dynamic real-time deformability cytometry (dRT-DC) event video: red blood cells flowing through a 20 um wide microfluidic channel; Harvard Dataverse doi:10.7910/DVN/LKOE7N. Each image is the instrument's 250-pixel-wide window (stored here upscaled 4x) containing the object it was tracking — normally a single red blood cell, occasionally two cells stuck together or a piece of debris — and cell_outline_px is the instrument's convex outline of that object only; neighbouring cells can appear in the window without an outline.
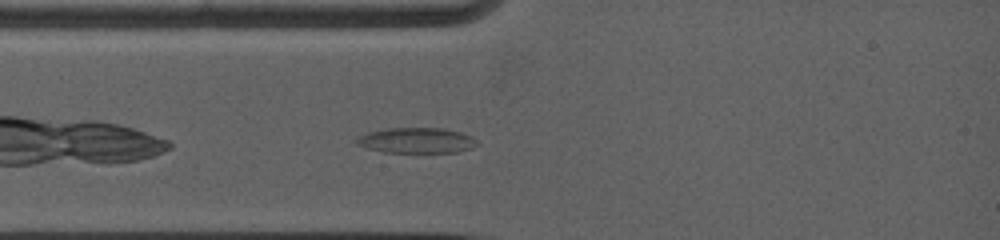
{"species": "common noctule bat (a hibernating species)", "species_latin": "Nyctalus noctula", "temperature_condition": "warm", "stored_images_in_passage": 52, "camera_frame_rate_fps": 5000, "um_per_image_px": 0.085, "animal": {"sex": "female", "body_mass_g": 19.0, "forearm_length_mm": 53.3}, "frame": {"image": 1, "passage_image": 6, "time_ms": 1.0, "image_size_px": [1000, 240], "cell_outline_px": [[480, 144], [472, 148], [456, 152], [384, 152], [368, 148], [356, 144], [356, 140], [360, 136], [368, 132], [388, 128], [444, 128], [460, 132], [472, 136]], "centroid_in_image_um": [35.45, 11.93], "position_along_channel_um": 49.6, "area_um2": 17.8}}
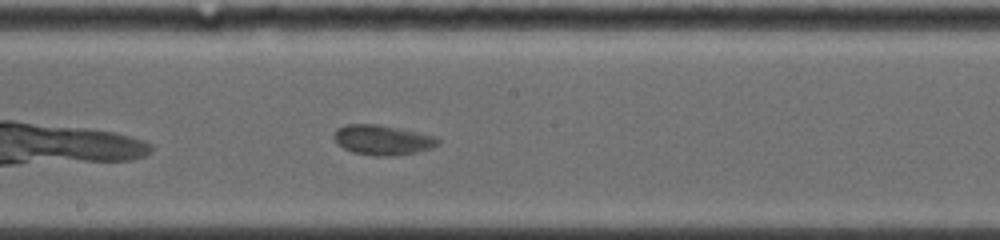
{"frame": {"image": 2, "passage_image": 27, "time_ms": 5.4, "image_size_px": [1000, 240], "cell_outline_px": [[440, 144], [432, 148], [416, 152], [392, 156], [372, 156], [352, 152], [336, 144], [332, 136], [332, 132], [336, 128], [348, 124], [376, 124], [436, 136], [440, 140]], "centroid_in_image_um": [32.47, 11.9], "position_along_channel_um": 215.7, "area_um2": 18.32}}
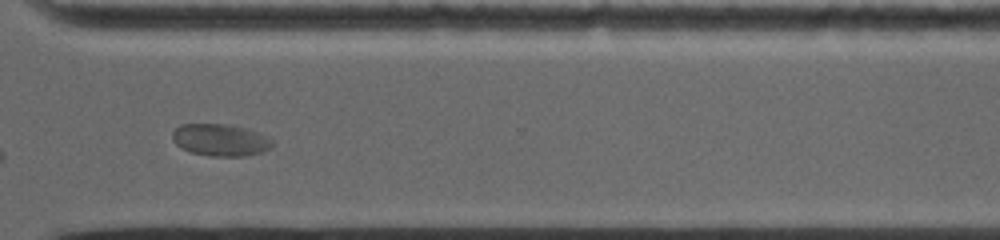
{"frame": {"image": 3, "passage_image": 43, "time_ms": 9.0, "image_size_px": [1000, 240], "cell_outline_px": [[272, 144], [264, 152], [244, 156], [208, 156], [192, 152], [180, 148], [172, 140], [172, 132], [180, 124], [232, 124], [248, 128], [268, 136], [272, 140]], "centroid_in_image_um": [18.73, 11.89], "position_along_channel_um": 351.9, "area_um2": 18.9}}